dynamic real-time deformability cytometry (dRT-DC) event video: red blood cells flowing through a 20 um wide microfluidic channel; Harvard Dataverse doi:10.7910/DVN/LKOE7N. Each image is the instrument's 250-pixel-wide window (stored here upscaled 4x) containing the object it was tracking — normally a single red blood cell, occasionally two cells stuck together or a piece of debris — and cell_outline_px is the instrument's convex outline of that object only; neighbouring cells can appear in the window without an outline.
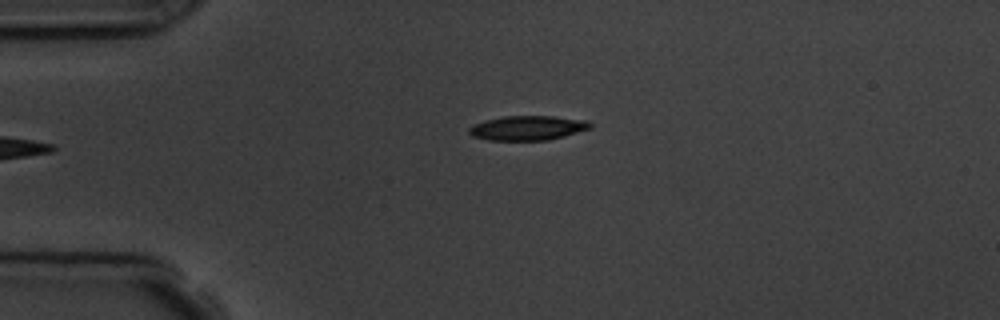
{"species": "common noctule bat (a hibernating species)", "species_latin": "Nyctalus noctula", "temperature_condition": "room temperature", "stored_images_in_passage": 4, "camera_frame_rate_fps": 3000, "um_per_image_px": 0.085, "animal": {"sex": "male", "body_mass_g": 19.5, "forearm_length_mm": 54.6}, "frame": {"image": 1, "passage_image": 4, "time_ms": 3.333, "image_size_px": [1000, 320], "cell_outline_px": [[592, 128], [564, 136], [548, 140], [488, 140], [472, 136], [468, 132], [468, 128], [472, 124], [484, 120], [504, 116], [552, 116], [588, 120], [592, 124]], "centroid_in_image_um": [44.84, 10.87], "position_along_channel_um": 40.2, "area_um2": 17.46}}